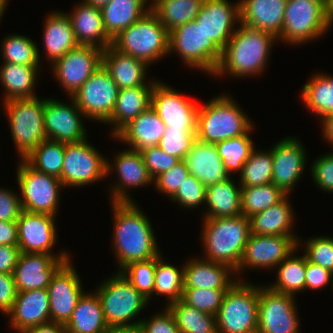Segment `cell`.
<instances>
[{"label":"cell","instance_id":"obj_66","mask_svg":"<svg viewBox=\"0 0 333 333\" xmlns=\"http://www.w3.org/2000/svg\"><path fill=\"white\" fill-rule=\"evenodd\" d=\"M325 17L329 27L333 25V0H329L325 5Z\"/></svg>","mask_w":333,"mask_h":333},{"label":"cell","instance_id":"obj_2","mask_svg":"<svg viewBox=\"0 0 333 333\" xmlns=\"http://www.w3.org/2000/svg\"><path fill=\"white\" fill-rule=\"evenodd\" d=\"M277 38L266 31L238 25L221 51V59L212 76L229 74L235 78L260 76L268 66L273 44Z\"/></svg>","mask_w":333,"mask_h":333},{"label":"cell","instance_id":"obj_52","mask_svg":"<svg viewBox=\"0 0 333 333\" xmlns=\"http://www.w3.org/2000/svg\"><path fill=\"white\" fill-rule=\"evenodd\" d=\"M301 241H298V246L303 247L307 260L333 273V237H310L303 245Z\"/></svg>","mask_w":333,"mask_h":333},{"label":"cell","instance_id":"obj_10","mask_svg":"<svg viewBox=\"0 0 333 333\" xmlns=\"http://www.w3.org/2000/svg\"><path fill=\"white\" fill-rule=\"evenodd\" d=\"M330 27L325 6L317 0H287L278 42L292 46L320 39Z\"/></svg>","mask_w":333,"mask_h":333},{"label":"cell","instance_id":"obj_63","mask_svg":"<svg viewBox=\"0 0 333 333\" xmlns=\"http://www.w3.org/2000/svg\"><path fill=\"white\" fill-rule=\"evenodd\" d=\"M21 333H66V330L63 324L48 322L25 329Z\"/></svg>","mask_w":333,"mask_h":333},{"label":"cell","instance_id":"obj_7","mask_svg":"<svg viewBox=\"0 0 333 333\" xmlns=\"http://www.w3.org/2000/svg\"><path fill=\"white\" fill-rule=\"evenodd\" d=\"M241 278L228 289L215 315L217 333H257L259 285Z\"/></svg>","mask_w":333,"mask_h":333},{"label":"cell","instance_id":"obj_31","mask_svg":"<svg viewBox=\"0 0 333 333\" xmlns=\"http://www.w3.org/2000/svg\"><path fill=\"white\" fill-rule=\"evenodd\" d=\"M166 129L156 111L150 106L126 125L114 140L125 143L128 148L142 151L145 148L158 146Z\"/></svg>","mask_w":333,"mask_h":333},{"label":"cell","instance_id":"obj_37","mask_svg":"<svg viewBox=\"0 0 333 333\" xmlns=\"http://www.w3.org/2000/svg\"><path fill=\"white\" fill-rule=\"evenodd\" d=\"M40 67L3 62L0 65V84L5 88L3 102L38 97L34 89Z\"/></svg>","mask_w":333,"mask_h":333},{"label":"cell","instance_id":"obj_29","mask_svg":"<svg viewBox=\"0 0 333 333\" xmlns=\"http://www.w3.org/2000/svg\"><path fill=\"white\" fill-rule=\"evenodd\" d=\"M70 12L67 15L78 44L93 45L102 50L111 46L112 39L105 31L100 8L81 0Z\"/></svg>","mask_w":333,"mask_h":333},{"label":"cell","instance_id":"obj_9","mask_svg":"<svg viewBox=\"0 0 333 333\" xmlns=\"http://www.w3.org/2000/svg\"><path fill=\"white\" fill-rule=\"evenodd\" d=\"M178 54L189 68L211 76L221 59V50L207 38L202 27L191 21L169 32V55Z\"/></svg>","mask_w":333,"mask_h":333},{"label":"cell","instance_id":"obj_55","mask_svg":"<svg viewBox=\"0 0 333 333\" xmlns=\"http://www.w3.org/2000/svg\"><path fill=\"white\" fill-rule=\"evenodd\" d=\"M145 166L153 179L170 170L180 160L160 149L158 146L148 147L141 151Z\"/></svg>","mask_w":333,"mask_h":333},{"label":"cell","instance_id":"obj_64","mask_svg":"<svg viewBox=\"0 0 333 333\" xmlns=\"http://www.w3.org/2000/svg\"><path fill=\"white\" fill-rule=\"evenodd\" d=\"M321 121L322 134L324 140L333 146V113L324 116Z\"/></svg>","mask_w":333,"mask_h":333},{"label":"cell","instance_id":"obj_13","mask_svg":"<svg viewBox=\"0 0 333 333\" xmlns=\"http://www.w3.org/2000/svg\"><path fill=\"white\" fill-rule=\"evenodd\" d=\"M119 90L102 65L71 97L87 119L105 124L111 117Z\"/></svg>","mask_w":333,"mask_h":333},{"label":"cell","instance_id":"obj_34","mask_svg":"<svg viewBox=\"0 0 333 333\" xmlns=\"http://www.w3.org/2000/svg\"><path fill=\"white\" fill-rule=\"evenodd\" d=\"M287 194L281 201L251 217L250 233L258 235L297 236L293 233L296 215ZM295 216V217H294Z\"/></svg>","mask_w":333,"mask_h":333},{"label":"cell","instance_id":"obj_58","mask_svg":"<svg viewBox=\"0 0 333 333\" xmlns=\"http://www.w3.org/2000/svg\"><path fill=\"white\" fill-rule=\"evenodd\" d=\"M19 197L14 190L0 187V221H17L23 211Z\"/></svg>","mask_w":333,"mask_h":333},{"label":"cell","instance_id":"obj_26","mask_svg":"<svg viewBox=\"0 0 333 333\" xmlns=\"http://www.w3.org/2000/svg\"><path fill=\"white\" fill-rule=\"evenodd\" d=\"M102 65L110 73L119 89L155 86L158 82L157 79L147 82V70L150 66L144 61L121 53L112 46L103 50Z\"/></svg>","mask_w":333,"mask_h":333},{"label":"cell","instance_id":"obj_40","mask_svg":"<svg viewBox=\"0 0 333 333\" xmlns=\"http://www.w3.org/2000/svg\"><path fill=\"white\" fill-rule=\"evenodd\" d=\"M298 250L299 247L275 267L277 281L268 285L269 288L293 296L306 290V255H295Z\"/></svg>","mask_w":333,"mask_h":333},{"label":"cell","instance_id":"obj_4","mask_svg":"<svg viewBox=\"0 0 333 333\" xmlns=\"http://www.w3.org/2000/svg\"><path fill=\"white\" fill-rule=\"evenodd\" d=\"M205 103L197 113V140L216 144L245 135L254 128L250 117L230 94H219Z\"/></svg>","mask_w":333,"mask_h":333},{"label":"cell","instance_id":"obj_46","mask_svg":"<svg viewBox=\"0 0 333 333\" xmlns=\"http://www.w3.org/2000/svg\"><path fill=\"white\" fill-rule=\"evenodd\" d=\"M273 156L272 146L270 150H257L256 147L239 173V184L241 187L260 186L272 183Z\"/></svg>","mask_w":333,"mask_h":333},{"label":"cell","instance_id":"obj_69","mask_svg":"<svg viewBox=\"0 0 333 333\" xmlns=\"http://www.w3.org/2000/svg\"><path fill=\"white\" fill-rule=\"evenodd\" d=\"M148 1H149V2H148ZM150 1H151L152 3H151ZM158 1H159V0H144V2H145L146 4H147V3H148V4L151 3V4L149 5L150 8H151L152 6H154Z\"/></svg>","mask_w":333,"mask_h":333},{"label":"cell","instance_id":"obj_56","mask_svg":"<svg viewBox=\"0 0 333 333\" xmlns=\"http://www.w3.org/2000/svg\"><path fill=\"white\" fill-rule=\"evenodd\" d=\"M310 169L315 185L322 191L333 193V152L314 159Z\"/></svg>","mask_w":333,"mask_h":333},{"label":"cell","instance_id":"obj_21","mask_svg":"<svg viewBox=\"0 0 333 333\" xmlns=\"http://www.w3.org/2000/svg\"><path fill=\"white\" fill-rule=\"evenodd\" d=\"M72 264L71 259L65 262L52 276L46 288L50 300L51 322L65 325L85 292L80 276Z\"/></svg>","mask_w":333,"mask_h":333},{"label":"cell","instance_id":"obj_18","mask_svg":"<svg viewBox=\"0 0 333 333\" xmlns=\"http://www.w3.org/2000/svg\"><path fill=\"white\" fill-rule=\"evenodd\" d=\"M56 216L22 211L17 219L18 247L21 253H47L56 258H71L66 250L54 254L57 242Z\"/></svg>","mask_w":333,"mask_h":333},{"label":"cell","instance_id":"obj_23","mask_svg":"<svg viewBox=\"0 0 333 333\" xmlns=\"http://www.w3.org/2000/svg\"><path fill=\"white\" fill-rule=\"evenodd\" d=\"M195 21L222 51L240 24L239 1L204 0Z\"/></svg>","mask_w":333,"mask_h":333},{"label":"cell","instance_id":"obj_24","mask_svg":"<svg viewBox=\"0 0 333 333\" xmlns=\"http://www.w3.org/2000/svg\"><path fill=\"white\" fill-rule=\"evenodd\" d=\"M70 259L47 253H20L13 271L17 292L46 289L52 276Z\"/></svg>","mask_w":333,"mask_h":333},{"label":"cell","instance_id":"obj_16","mask_svg":"<svg viewBox=\"0 0 333 333\" xmlns=\"http://www.w3.org/2000/svg\"><path fill=\"white\" fill-rule=\"evenodd\" d=\"M103 50L93 45L79 44L52 63V75L73 96L85 81L102 66Z\"/></svg>","mask_w":333,"mask_h":333},{"label":"cell","instance_id":"obj_39","mask_svg":"<svg viewBox=\"0 0 333 333\" xmlns=\"http://www.w3.org/2000/svg\"><path fill=\"white\" fill-rule=\"evenodd\" d=\"M307 81L300 92L307 109L319 119L333 113V75L319 72Z\"/></svg>","mask_w":333,"mask_h":333},{"label":"cell","instance_id":"obj_33","mask_svg":"<svg viewBox=\"0 0 333 333\" xmlns=\"http://www.w3.org/2000/svg\"><path fill=\"white\" fill-rule=\"evenodd\" d=\"M49 13L43 23V41L44 53L51 65L79 44L67 13L61 11Z\"/></svg>","mask_w":333,"mask_h":333},{"label":"cell","instance_id":"obj_54","mask_svg":"<svg viewBox=\"0 0 333 333\" xmlns=\"http://www.w3.org/2000/svg\"><path fill=\"white\" fill-rule=\"evenodd\" d=\"M188 168L184 160H180L170 170L161 173L154 179V187L169 199L176 193L182 183L189 176Z\"/></svg>","mask_w":333,"mask_h":333},{"label":"cell","instance_id":"obj_6","mask_svg":"<svg viewBox=\"0 0 333 333\" xmlns=\"http://www.w3.org/2000/svg\"><path fill=\"white\" fill-rule=\"evenodd\" d=\"M112 275L95 290L106 323L109 327H138L141 319H133L138 317L149 302L120 272Z\"/></svg>","mask_w":333,"mask_h":333},{"label":"cell","instance_id":"obj_60","mask_svg":"<svg viewBox=\"0 0 333 333\" xmlns=\"http://www.w3.org/2000/svg\"><path fill=\"white\" fill-rule=\"evenodd\" d=\"M17 290L13 274L0 273V312L8 314L14 305Z\"/></svg>","mask_w":333,"mask_h":333},{"label":"cell","instance_id":"obj_22","mask_svg":"<svg viewBox=\"0 0 333 333\" xmlns=\"http://www.w3.org/2000/svg\"><path fill=\"white\" fill-rule=\"evenodd\" d=\"M301 141L288 136L272 146V183L289 195L306 168L307 152Z\"/></svg>","mask_w":333,"mask_h":333},{"label":"cell","instance_id":"obj_59","mask_svg":"<svg viewBox=\"0 0 333 333\" xmlns=\"http://www.w3.org/2000/svg\"><path fill=\"white\" fill-rule=\"evenodd\" d=\"M305 281L306 290H320L331 283L333 285V273L318 264L309 262L306 257Z\"/></svg>","mask_w":333,"mask_h":333},{"label":"cell","instance_id":"obj_15","mask_svg":"<svg viewBox=\"0 0 333 333\" xmlns=\"http://www.w3.org/2000/svg\"><path fill=\"white\" fill-rule=\"evenodd\" d=\"M298 236L258 235L250 233L239 263L236 278L244 269H275L298 246ZM239 275V276H238Z\"/></svg>","mask_w":333,"mask_h":333},{"label":"cell","instance_id":"obj_32","mask_svg":"<svg viewBox=\"0 0 333 333\" xmlns=\"http://www.w3.org/2000/svg\"><path fill=\"white\" fill-rule=\"evenodd\" d=\"M154 86H138L119 90L115 107L110 119L105 123L111 125V137H115L126 125L151 106Z\"/></svg>","mask_w":333,"mask_h":333},{"label":"cell","instance_id":"obj_1","mask_svg":"<svg viewBox=\"0 0 333 333\" xmlns=\"http://www.w3.org/2000/svg\"><path fill=\"white\" fill-rule=\"evenodd\" d=\"M113 212V253L120 272L132 262L146 261L161 254L149 218L136 202H110Z\"/></svg>","mask_w":333,"mask_h":333},{"label":"cell","instance_id":"obj_41","mask_svg":"<svg viewBox=\"0 0 333 333\" xmlns=\"http://www.w3.org/2000/svg\"><path fill=\"white\" fill-rule=\"evenodd\" d=\"M204 0H159L150 9L159 21L171 32L178 26L194 21Z\"/></svg>","mask_w":333,"mask_h":333},{"label":"cell","instance_id":"obj_68","mask_svg":"<svg viewBox=\"0 0 333 333\" xmlns=\"http://www.w3.org/2000/svg\"><path fill=\"white\" fill-rule=\"evenodd\" d=\"M9 0H0V22H1V18L2 16H4V12L7 9V5H8Z\"/></svg>","mask_w":333,"mask_h":333},{"label":"cell","instance_id":"obj_57","mask_svg":"<svg viewBox=\"0 0 333 333\" xmlns=\"http://www.w3.org/2000/svg\"><path fill=\"white\" fill-rule=\"evenodd\" d=\"M138 328L141 333H180L174 316L167 306L163 311L155 312L149 319H142Z\"/></svg>","mask_w":333,"mask_h":333},{"label":"cell","instance_id":"obj_36","mask_svg":"<svg viewBox=\"0 0 333 333\" xmlns=\"http://www.w3.org/2000/svg\"><path fill=\"white\" fill-rule=\"evenodd\" d=\"M64 327L66 333H104L109 328L95 291L83 293Z\"/></svg>","mask_w":333,"mask_h":333},{"label":"cell","instance_id":"obj_53","mask_svg":"<svg viewBox=\"0 0 333 333\" xmlns=\"http://www.w3.org/2000/svg\"><path fill=\"white\" fill-rule=\"evenodd\" d=\"M206 186L194 175L189 174L176 193L170 198L174 203L187 210L205 204Z\"/></svg>","mask_w":333,"mask_h":333},{"label":"cell","instance_id":"obj_35","mask_svg":"<svg viewBox=\"0 0 333 333\" xmlns=\"http://www.w3.org/2000/svg\"><path fill=\"white\" fill-rule=\"evenodd\" d=\"M204 205L206 213L202 218H227L242 214L241 186L230 177L227 180L206 187Z\"/></svg>","mask_w":333,"mask_h":333},{"label":"cell","instance_id":"obj_47","mask_svg":"<svg viewBox=\"0 0 333 333\" xmlns=\"http://www.w3.org/2000/svg\"><path fill=\"white\" fill-rule=\"evenodd\" d=\"M287 194L273 183L241 187L242 215L249 218L281 201Z\"/></svg>","mask_w":333,"mask_h":333},{"label":"cell","instance_id":"obj_43","mask_svg":"<svg viewBox=\"0 0 333 333\" xmlns=\"http://www.w3.org/2000/svg\"><path fill=\"white\" fill-rule=\"evenodd\" d=\"M65 154V143L44 140L23 160L38 172L60 179Z\"/></svg>","mask_w":333,"mask_h":333},{"label":"cell","instance_id":"obj_25","mask_svg":"<svg viewBox=\"0 0 333 333\" xmlns=\"http://www.w3.org/2000/svg\"><path fill=\"white\" fill-rule=\"evenodd\" d=\"M9 326L17 333L51 322L47 289L17 292L12 310L7 314Z\"/></svg>","mask_w":333,"mask_h":333},{"label":"cell","instance_id":"obj_14","mask_svg":"<svg viewBox=\"0 0 333 333\" xmlns=\"http://www.w3.org/2000/svg\"><path fill=\"white\" fill-rule=\"evenodd\" d=\"M259 285L257 333H299L295 296Z\"/></svg>","mask_w":333,"mask_h":333},{"label":"cell","instance_id":"obj_51","mask_svg":"<svg viewBox=\"0 0 333 333\" xmlns=\"http://www.w3.org/2000/svg\"><path fill=\"white\" fill-rule=\"evenodd\" d=\"M196 130L166 128L158 147L179 160H184L197 140Z\"/></svg>","mask_w":333,"mask_h":333},{"label":"cell","instance_id":"obj_5","mask_svg":"<svg viewBox=\"0 0 333 333\" xmlns=\"http://www.w3.org/2000/svg\"><path fill=\"white\" fill-rule=\"evenodd\" d=\"M111 46L149 66L169 55V32L150 9L113 38Z\"/></svg>","mask_w":333,"mask_h":333},{"label":"cell","instance_id":"obj_28","mask_svg":"<svg viewBox=\"0 0 333 333\" xmlns=\"http://www.w3.org/2000/svg\"><path fill=\"white\" fill-rule=\"evenodd\" d=\"M287 0H239L240 23L276 38L283 27Z\"/></svg>","mask_w":333,"mask_h":333},{"label":"cell","instance_id":"obj_42","mask_svg":"<svg viewBox=\"0 0 333 333\" xmlns=\"http://www.w3.org/2000/svg\"><path fill=\"white\" fill-rule=\"evenodd\" d=\"M177 268L164 261L162 253L156 257L153 295L166 296L167 305L181 300L184 289V266Z\"/></svg>","mask_w":333,"mask_h":333},{"label":"cell","instance_id":"obj_49","mask_svg":"<svg viewBox=\"0 0 333 333\" xmlns=\"http://www.w3.org/2000/svg\"><path fill=\"white\" fill-rule=\"evenodd\" d=\"M156 257L125 266L120 273L148 300H151L155 284Z\"/></svg>","mask_w":333,"mask_h":333},{"label":"cell","instance_id":"obj_27","mask_svg":"<svg viewBox=\"0 0 333 333\" xmlns=\"http://www.w3.org/2000/svg\"><path fill=\"white\" fill-rule=\"evenodd\" d=\"M233 268L202 257L184 265V288L229 289L238 279Z\"/></svg>","mask_w":333,"mask_h":333},{"label":"cell","instance_id":"obj_62","mask_svg":"<svg viewBox=\"0 0 333 333\" xmlns=\"http://www.w3.org/2000/svg\"><path fill=\"white\" fill-rule=\"evenodd\" d=\"M0 245H18L17 221H0Z\"/></svg>","mask_w":333,"mask_h":333},{"label":"cell","instance_id":"obj_67","mask_svg":"<svg viewBox=\"0 0 333 333\" xmlns=\"http://www.w3.org/2000/svg\"><path fill=\"white\" fill-rule=\"evenodd\" d=\"M83 1L89 5H93L94 7L101 8L107 3H109L111 0H83Z\"/></svg>","mask_w":333,"mask_h":333},{"label":"cell","instance_id":"obj_17","mask_svg":"<svg viewBox=\"0 0 333 333\" xmlns=\"http://www.w3.org/2000/svg\"><path fill=\"white\" fill-rule=\"evenodd\" d=\"M113 159L111 163L107 158L106 167L107 176H111L110 173L116 170L118 177L116 182L112 184L113 186H110L111 202H135L129 194L132 188L138 189V187L154 184V179L145 166L141 151L125 148L118 152Z\"/></svg>","mask_w":333,"mask_h":333},{"label":"cell","instance_id":"obj_50","mask_svg":"<svg viewBox=\"0 0 333 333\" xmlns=\"http://www.w3.org/2000/svg\"><path fill=\"white\" fill-rule=\"evenodd\" d=\"M228 289L184 288L181 301L207 314L216 315Z\"/></svg>","mask_w":333,"mask_h":333},{"label":"cell","instance_id":"obj_12","mask_svg":"<svg viewBox=\"0 0 333 333\" xmlns=\"http://www.w3.org/2000/svg\"><path fill=\"white\" fill-rule=\"evenodd\" d=\"M106 167L105 155L90 144L88 138L76 143H65L60 181L65 189L69 186L87 187L106 178Z\"/></svg>","mask_w":333,"mask_h":333},{"label":"cell","instance_id":"obj_45","mask_svg":"<svg viewBox=\"0 0 333 333\" xmlns=\"http://www.w3.org/2000/svg\"><path fill=\"white\" fill-rule=\"evenodd\" d=\"M180 333H217L216 318L187 306L181 300L167 305Z\"/></svg>","mask_w":333,"mask_h":333},{"label":"cell","instance_id":"obj_8","mask_svg":"<svg viewBox=\"0 0 333 333\" xmlns=\"http://www.w3.org/2000/svg\"><path fill=\"white\" fill-rule=\"evenodd\" d=\"M9 119L11 138L20 159L47 139L44 131L45 98L15 99L2 104Z\"/></svg>","mask_w":333,"mask_h":333},{"label":"cell","instance_id":"obj_44","mask_svg":"<svg viewBox=\"0 0 333 333\" xmlns=\"http://www.w3.org/2000/svg\"><path fill=\"white\" fill-rule=\"evenodd\" d=\"M3 62L18 65L41 66L40 50L30 37L21 34H7L1 42Z\"/></svg>","mask_w":333,"mask_h":333},{"label":"cell","instance_id":"obj_65","mask_svg":"<svg viewBox=\"0 0 333 333\" xmlns=\"http://www.w3.org/2000/svg\"><path fill=\"white\" fill-rule=\"evenodd\" d=\"M104 333H141L138 327H109Z\"/></svg>","mask_w":333,"mask_h":333},{"label":"cell","instance_id":"obj_11","mask_svg":"<svg viewBox=\"0 0 333 333\" xmlns=\"http://www.w3.org/2000/svg\"><path fill=\"white\" fill-rule=\"evenodd\" d=\"M17 166V183L21 191V206L23 211L57 215L61 189L59 178L41 173L30 167L23 159Z\"/></svg>","mask_w":333,"mask_h":333},{"label":"cell","instance_id":"obj_38","mask_svg":"<svg viewBox=\"0 0 333 333\" xmlns=\"http://www.w3.org/2000/svg\"><path fill=\"white\" fill-rule=\"evenodd\" d=\"M100 10L105 31L113 39L148 12L150 7L144 0H111Z\"/></svg>","mask_w":333,"mask_h":333},{"label":"cell","instance_id":"obj_30","mask_svg":"<svg viewBox=\"0 0 333 333\" xmlns=\"http://www.w3.org/2000/svg\"><path fill=\"white\" fill-rule=\"evenodd\" d=\"M184 162L191 175H194L206 187L232 177L224 167L215 144L196 140Z\"/></svg>","mask_w":333,"mask_h":333},{"label":"cell","instance_id":"obj_3","mask_svg":"<svg viewBox=\"0 0 333 333\" xmlns=\"http://www.w3.org/2000/svg\"><path fill=\"white\" fill-rule=\"evenodd\" d=\"M202 220V258L226 264L236 271L250 235L249 218L241 214L236 217Z\"/></svg>","mask_w":333,"mask_h":333},{"label":"cell","instance_id":"obj_48","mask_svg":"<svg viewBox=\"0 0 333 333\" xmlns=\"http://www.w3.org/2000/svg\"><path fill=\"white\" fill-rule=\"evenodd\" d=\"M253 129L254 128L245 135L220 141L215 144L218 154L223 160L224 167L230 175L241 172L250 152L255 147L250 137V133H252Z\"/></svg>","mask_w":333,"mask_h":333},{"label":"cell","instance_id":"obj_61","mask_svg":"<svg viewBox=\"0 0 333 333\" xmlns=\"http://www.w3.org/2000/svg\"><path fill=\"white\" fill-rule=\"evenodd\" d=\"M20 253L18 245H0V273L13 274Z\"/></svg>","mask_w":333,"mask_h":333},{"label":"cell","instance_id":"obj_19","mask_svg":"<svg viewBox=\"0 0 333 333\" xmlns=\"http://www.w3.org/2000/svg\"><path fill=\"white\" fill-rule=\"evenodd\" d=\"M66 104L53 98H45L44 131L48 140L62 143H76L87 138L83 120L86 116L76 106L70 97Z\"/></svg>","mask_w":333,"mask_h":333},{"label":"cell","instance_id":"obj_20","mask_svg":"<svg viewBox=\"0 0 333 333\" xmlns=\"http://www.w3.org/2000/svg\"><path fill=\"white\" fill-rule=\"evenodd\" d=\"M167 83L158 81L151 95V107L166 128L197 129V113L200 104L185 97Z\"/></svg>","mask_w":333,"mask_h":333},{"label":"cell","instance_id":"obj_70","mask_svg":"<svg viewBox=\"0 0 333 333\" xmlns=\"http://www.w3.org/2000/svg\"><path fill=\"white\" fill-rule=\"evenodd\" d=\"M317 1L325 6L329 0H317Z\"/></svg>","mask_w":333,"mask_h":333}]
</instances>
